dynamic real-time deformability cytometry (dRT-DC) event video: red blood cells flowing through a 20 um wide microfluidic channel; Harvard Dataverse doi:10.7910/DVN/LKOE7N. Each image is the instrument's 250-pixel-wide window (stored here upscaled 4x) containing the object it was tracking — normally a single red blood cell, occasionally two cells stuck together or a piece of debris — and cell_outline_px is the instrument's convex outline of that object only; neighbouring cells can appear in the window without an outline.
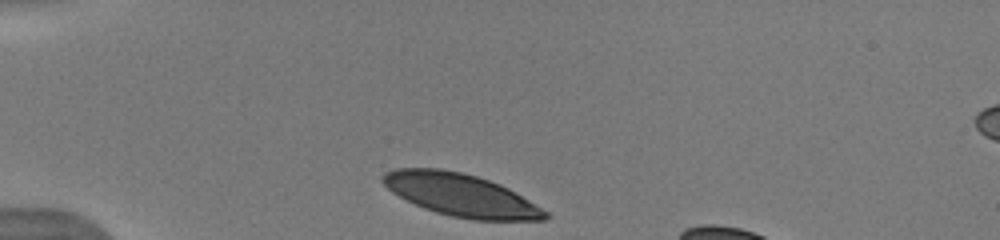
{"species": "human", "species_latin": "Homo sapiens", "temperature_condition": "warm", "stored_images_in_passage": 45, "camera_frame_rate_fps": 3000, "um_per_image_px": 0.085, "donor": {"sex": "male"}, "frame": {"image": 1, "passage_image": 1, "time_ms": 0.0, "image_size_px": [1000, 240], "cell_outline_px": [[552, 216], [548, 220], [472, 220], [452, 216], [436, 212], [424, 208], [392, 192], [380, 180], [380, 176], [384, 172], [396, 168], [440, 168], [460, 172], [476, 176], [500, 184], [508, 188], [548, 212]], "centroid_in_image_um": [39.17, 16.57], "position_along_channel_um": 45.8, "area_um2": 40.11}, "authors_computed_cell_mechanics": {"area_um2": 42.6564, "velocity_mm_per_s": 3.9074, "shape_relaxation_time_tau1_ms": 2.4878, "shape_relaxation_time_tau2_ms": null, "deformation_change_tau1": 0.1216, "deformation_change_tau2": null}}